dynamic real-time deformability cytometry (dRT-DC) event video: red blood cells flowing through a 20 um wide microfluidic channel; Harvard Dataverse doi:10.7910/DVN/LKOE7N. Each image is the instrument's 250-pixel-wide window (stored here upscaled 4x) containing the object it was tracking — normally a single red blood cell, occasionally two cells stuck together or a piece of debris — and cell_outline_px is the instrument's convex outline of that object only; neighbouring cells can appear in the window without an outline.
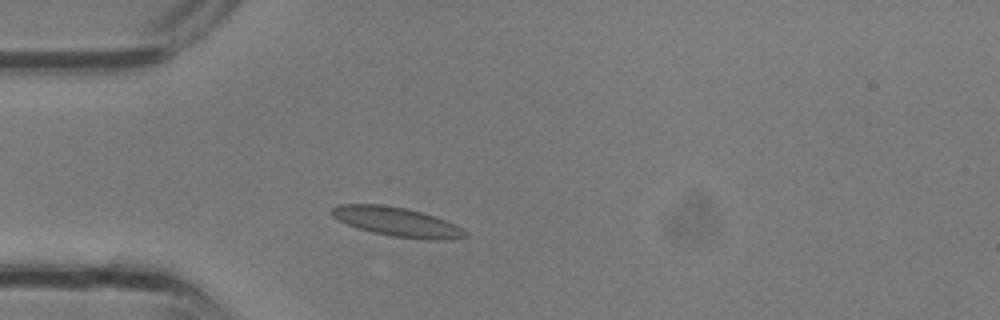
{"species": "common noctule bat (a hibernating species)", "species_latin": "Nyctalus noctula", "temperature_condition": "room temperature", "stored_images_in_passage": 2, "camera_frame_rate_fps": 3000, "um_per_image_px": 0.085, "animal": {"sex": "male", "body_mass_g": 13.3}, "frame": {"image": 1, "passage_image": 2, "time_ms": 0.333, "image_size_px": [1000, 320], "cell_outline_px": [[468, 236], [440, 240], [428, 240], [392, 236], [372, 232], [356, 228], [332, 216], [328, 212], [332, 208], [340, 204], [380, 204], [404, 208], [420, 212], [444, 220], [468, 232]], "centroid_in_image_um": [33.68, 18.86], "position_along_channel_um": 51.3, "area_um2": 22.37}}